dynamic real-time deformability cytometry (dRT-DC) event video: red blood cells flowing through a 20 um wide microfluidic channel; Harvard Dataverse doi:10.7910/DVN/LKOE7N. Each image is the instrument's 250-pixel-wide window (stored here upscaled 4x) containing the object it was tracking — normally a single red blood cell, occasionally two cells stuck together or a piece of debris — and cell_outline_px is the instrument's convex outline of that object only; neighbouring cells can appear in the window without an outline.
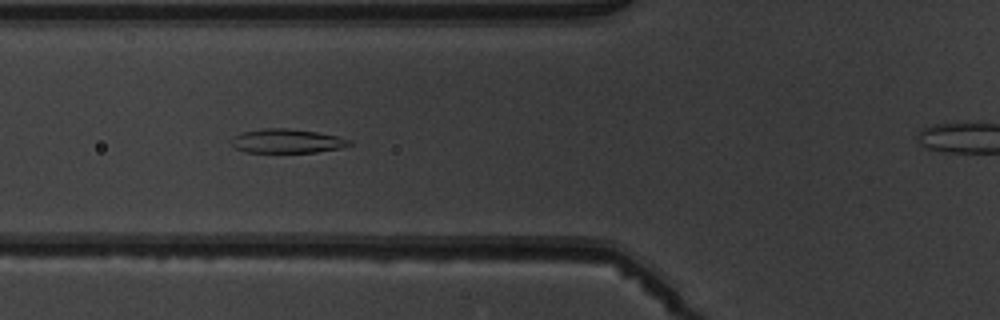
{"species": "common noctule bat (a hibernating species)", "species_latin": "Nyctalus noctula", "temperature_condition": "warm", "stored_images_in_passage": 6, "camera_frame_rate_fps": 3000, "um_per_image_px": 0.085, "animal": {"sex": "male", "body_mass_g": 19.5, "forearm_length_mm": 54.6}, "frame": {"image": 1, "passage_image": 5, "time_ms": 4.667, "image_size_px": [1000, 320], "cell_outline_px": [[352, 144], [340, 148], [316, 152], [244, 152], [228, 144], [228, 140], [232, 136], [244, 132], [264, 128], [288, 128], [316, 132], [336, 136], [352, 140]], "centroid_in_image_um": [24.32, 11.99], "position_along_channel_um": 101.5, "area_um2": 16.65}}
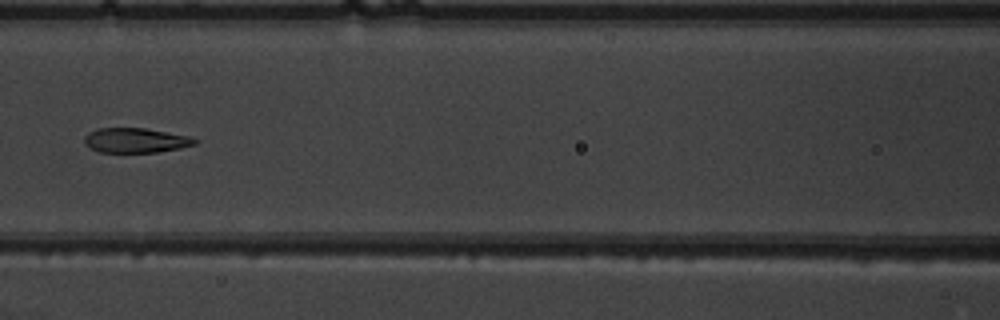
{"frame": {"image": 2, "passage_image": 6, "time_ms": 6.0, "image_size_px": [1000, 320], "cell_outline_px": [[196, 144], [180, 148], [156, 152], [100, 152], [88, 148], [84, 144], [84, 136], [88, 132], [96, 128], [144, 128], [192, 136], [196, 140]], "centroid_in_image_um": [11.49, 11.92], "position_along_channel_um": 155.1, "area_um2": 16.07}}